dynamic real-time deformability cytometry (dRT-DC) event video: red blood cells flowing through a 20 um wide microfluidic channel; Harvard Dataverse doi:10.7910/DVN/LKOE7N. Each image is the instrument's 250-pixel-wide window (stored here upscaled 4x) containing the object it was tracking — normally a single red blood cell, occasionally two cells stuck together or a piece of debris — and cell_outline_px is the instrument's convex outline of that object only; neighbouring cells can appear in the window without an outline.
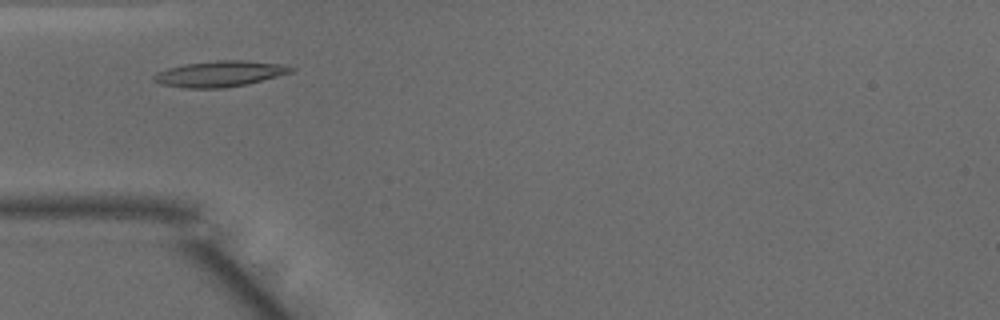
{"species": "common noctule bat (a hibernating species)", "species_latin": "Nyctalus noctula", "temperature_condition": "warm", "stored_images_in_passage": 36, "camera_frame_rate_fps": 3000, "um_per_image_px": 0.085, "animal": {"sex": "male", "body_mass_g": 15.6}, "frame": {"image": 1, "passage_image": 2, "time_ms": 0.333, "image_size_px": [1000, 320], "cell_outline_px": [[296, 68], [292, 72], [248, 84], [224, 88], [184, 88], [160, 84], [152, 80], [152, 76], [156, 72], [168, 68], [184, 64], [216, 60], [240, 60], [288, 64]], "centroid_in_image_um": [18.69, 6.27], "position_along_channel_um": 66.3, "area_um2": 20.92}}
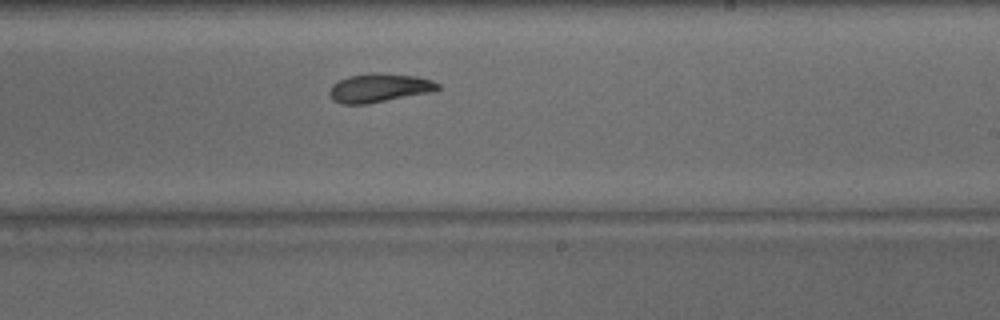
{"frame": {"image": 2, "passage_image": 16, "time_ms": 5.0, "image_size_px": [1000, 320], "cell_outline_px": [[440, 88], [428, 92], [368, 104], [340, 104], [332, 100], [328, 96], [328, 92], [332, 84], [348, 76], [372, 72], [380, 72], [416, 76], [432, 80], [440, 84]], "centroid_in_image_um": [32.17, 7.46], "position_along_channel_um": 256.8, "area_um2": 18.26}}
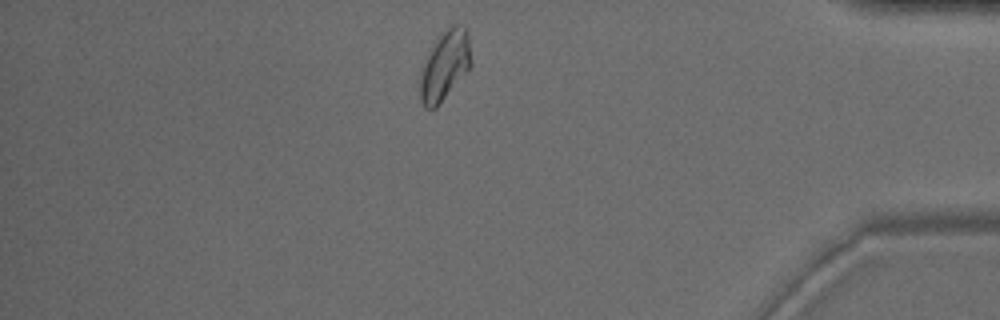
{"frame": {"image": 3, "passage_image": 29, "time_ms": 9.333, "image_size_px": [1000, 320], "cell_outline_px": [[472, 64], [436, 108], [424, 108], [420, 100], [420, 72], [436, 40], [452, 24], [464, 24], [468, 28], [472, 60]], "centroid_in_image_um": [37.84, 5.54], "position_along_channel_um": 397.4, "area_um2": 20.46}, "authors_computed_cell_mechanics": {"area_um2": 18.496, "velocity_mm_per_s": 4.0715, "shape_relaxation_time_tau1_ms": 4.8957, "shape_relaxation_time_tau2_ms": 3.4614, "deformation_change_tau1": 0.153, "deformation_change_tau2": 0.062}}